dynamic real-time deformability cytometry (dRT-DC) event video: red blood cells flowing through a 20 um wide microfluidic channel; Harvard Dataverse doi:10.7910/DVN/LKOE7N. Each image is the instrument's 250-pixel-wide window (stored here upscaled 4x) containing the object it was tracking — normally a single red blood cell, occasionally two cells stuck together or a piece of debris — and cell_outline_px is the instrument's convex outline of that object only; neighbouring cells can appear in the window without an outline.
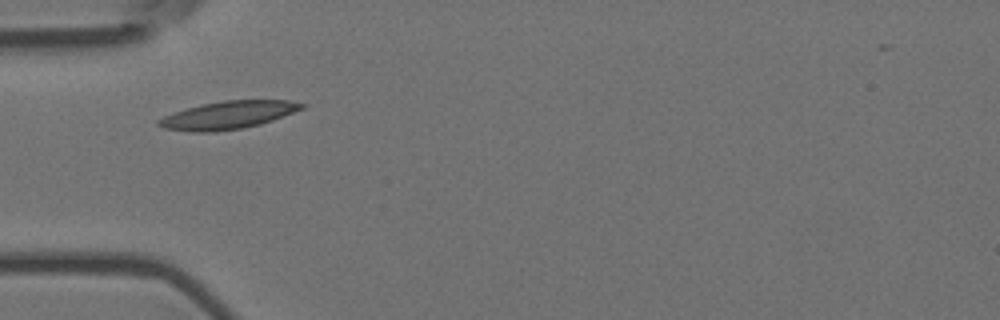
{"species": "Egyptian fruit bat (a non-hibernating species)", "species_latin": "Rousettus aegyptiacus", "temperature_condition": "room temperature", "stored_images_in_passage": 9, "camera_frame_rate_fps": 3000, "um_per_image_px": 0.085, "animal": {"sex": "female"}, "frame": {"image": 1, "passage_image": 1, "time_ms": 0.0, "image_size_px": [1000, 320], "cell_outline_px": [[308, 104], [304, 108], [272, 120], [260, 124], [240, 128], [212, 132], [192, 132], [164, 128], [156, 124], [156, 120], [164, 116], [188, 108], [204, 104], [224, 100], [288, 100]], "centroid_in_image_um": [19.4, 9.78], "position_along_channel_um": 65.6, "area_um2": 22.95}}
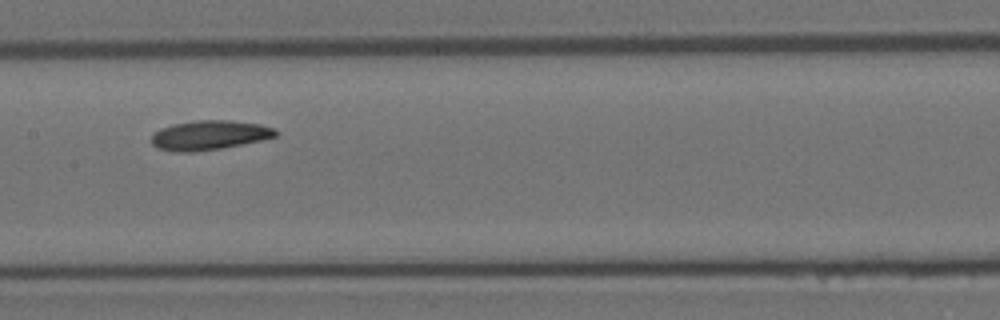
{"frame": {"image": 2, "passage_image": 4, "time_ms": 1.0, "image_size_px": [1000, 320], "cell_outline_px": [[276, 136], [260, 140], [220, 148], [192, 152], [172, 152], [156, 148], [152, 144], [152, 136], [160, 128], [176, 124], [196, 120], [228, 120], [260, 124], [272, 128], [276, 132]], "centroid_in_image_um": [17.74, 11.49], "position_along_channel_um": 189.7, "area_um2": 20.98}}
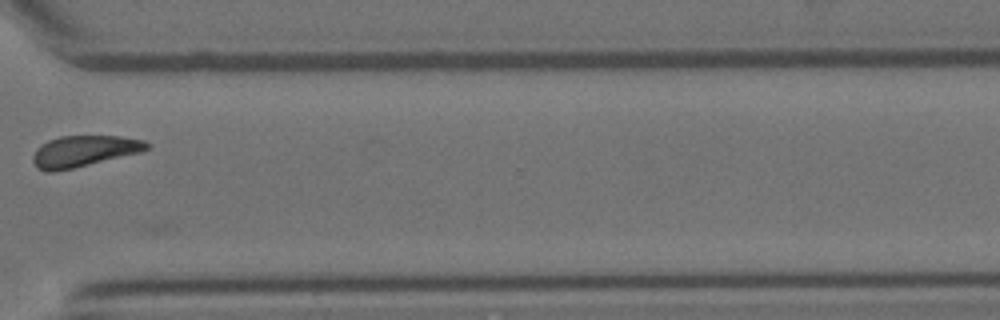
{"frame": {"image": 3, "passage_image": 8, "time_ms": 2.333, "image_size_px": [1000, 320], "cell_outline_px": [[152, 144], [148, 148], [140, 152], [56, 172], [48, 172], [40, 168], [32, 160], [32, 156], [36, 148], [40, 144], [48, 140], [60, 136], [120, 136], [144, 140]], "centroid_in_image_um": [7.13, 12.83], "position_along_channel_um": 363.5, "area_um2": 20.58}}